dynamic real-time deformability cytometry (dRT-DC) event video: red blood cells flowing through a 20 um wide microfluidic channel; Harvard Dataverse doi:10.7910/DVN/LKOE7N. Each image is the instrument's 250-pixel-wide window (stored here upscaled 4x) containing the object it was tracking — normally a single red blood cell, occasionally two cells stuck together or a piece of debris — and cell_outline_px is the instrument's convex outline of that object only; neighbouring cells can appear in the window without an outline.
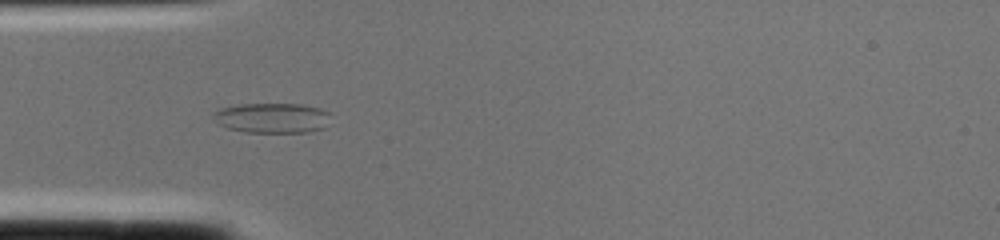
{"species": "common noctule bat (a hibernating species)", "species_latin": "Nyctalus noctula", "temperature_condition": "cold", "stored_images_in_passage": 2, "camera_frame_rate_fps": 3000, "um_per_image_px": 0.085, "animal": {"sex": "female", "body_mass_g": 22.0, "forearm_length_mm": 56.7}, "frame": {"image": 1, "passage_image": 2, "time_ms": 0.333, "image_size_px": [1000, 240], "cell_outline_px": [[328, 112], [324, 128], [308, 132], [244, 132], [228, 128], [220, 124], [212, 116], [212, 112], [220, 108], [240, 104], [300, 104], [320, 108]], "centroid_in_image_um": [23.08, 10.02], "position_along_channel_um": 61.9, "area_um2": 20.35}}